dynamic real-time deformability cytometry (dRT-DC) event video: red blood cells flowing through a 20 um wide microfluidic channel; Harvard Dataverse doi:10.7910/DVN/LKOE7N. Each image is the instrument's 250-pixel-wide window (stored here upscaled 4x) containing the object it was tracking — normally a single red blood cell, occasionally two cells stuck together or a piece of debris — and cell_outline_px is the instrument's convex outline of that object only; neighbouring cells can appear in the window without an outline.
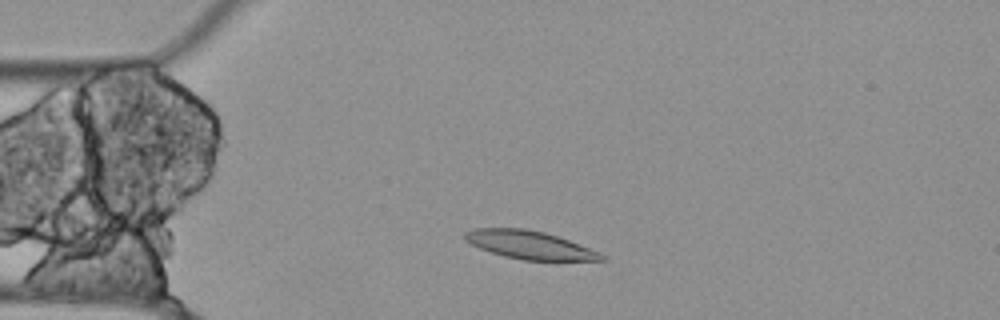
{"species": "Egyptian fruit bat (a non-hibernating species)", "species_latin": "Rousettus aegyptiacus", "temperature_condition": "cold", "stored_images_in_passage": 45, "camera_frame_rate_fps": 3000, "um_per_image_px": 0.085, "animal": {"sex": "female"}, "frame": {"image": 1, "passage_image": 5, "time_ms": 1.333, "image_size_px": [1000, 320], "cell_outline_px": [[608, 260], [524, 260], [504, 256], [480, 248], [464, 240], [464, 232], [472, 228], [524, 228], [544, 232], [568, 240], [600, 252]], "centroid_in_image_um": [44.99, 20.81], "position_along_channel_um": 40.0, "area_um2": 22.2}}
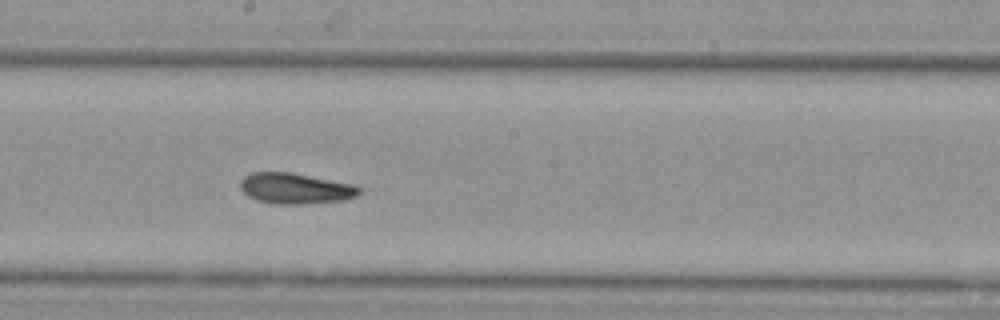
{"frame": {"image": 2, "passage_image": 22, "time_ms": 7.0, "image_size_px": [1000, 320], "cell_outline_px": [[360, 192], [356, 196], [344, 200], [300, 204], [276, 204], [260, 200], [248, 196], [240, 188], [240, 180], [244, 176], [252, 172], [292, 172], [352, 184], [360, 188]], "centroid_in_image_um": [25.09, 16.01], "position_along_channel_um": 223.1, "area_um2": 21.15}}
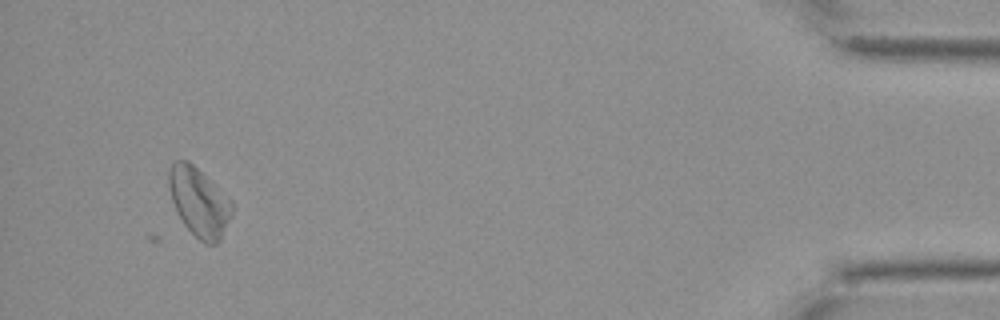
{"frame": {"image": 3, "passage_image": 45, "time_ms": 14.667, "image_size_px": [1000, 320], "cell_outline_px": [[232, 216], [220, 240], [216, 244], [204, 244], [184, 224], [176, 212], [172, 200], [168, 184], [168, 172], [172, 164], [176, 160], [188, 160], [232, 200]], "centroid_in_image_um": [16.92, 17.18], "position_along_channel_um": 418.3, "area_um2": 25.2}, "authors_computed_cell_mechanics": {"area_um2": 21.1548, "velocity_mm_per_s": 3.4988, "shape_relaxation_time_tau1_ms": null, "shape_relaxation_time_tau2_ms": 3.085, "deformation_change_tau1": null, "deformation_change_tau2": 0.1042}}